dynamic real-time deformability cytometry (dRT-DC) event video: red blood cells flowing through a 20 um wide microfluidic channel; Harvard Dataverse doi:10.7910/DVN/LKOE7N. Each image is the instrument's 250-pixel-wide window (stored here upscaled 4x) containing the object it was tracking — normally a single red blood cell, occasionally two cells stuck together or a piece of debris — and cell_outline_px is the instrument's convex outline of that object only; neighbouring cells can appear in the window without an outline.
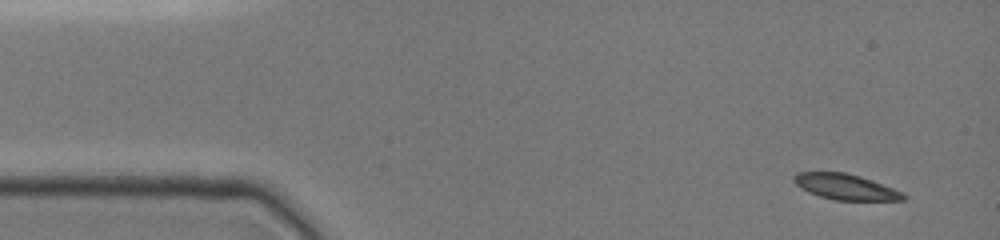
{"species": "common noctule bat (a hibernating species)", "species_latin": "Nyctalus noctula", "temperature_condition": "cold", "stored_images_in_passage": 8, "camera_frame_rate_fps": 3000, "um_per_image_px": 0.085, "animal": {"sex": "female", "body_mass_g": 19.0, "forearm_length_mm": 51.5}, "frame": {"image": 1, "passage_image": 1, "time_ms": 0.0, "image_size_px": [1000, 240], "cell_outline_px": [[908, 196], [904, 200], [832, 200], [808, 192], [800, 188], [792, 180], [792, 176], [796, 172], [844, 172], [860, 176], [872, 180], [904, 192]], "centroid_in_image_um": [71.86, 15.88], "position_along_channel_um": 13.1, "area_um2": 16.53}}
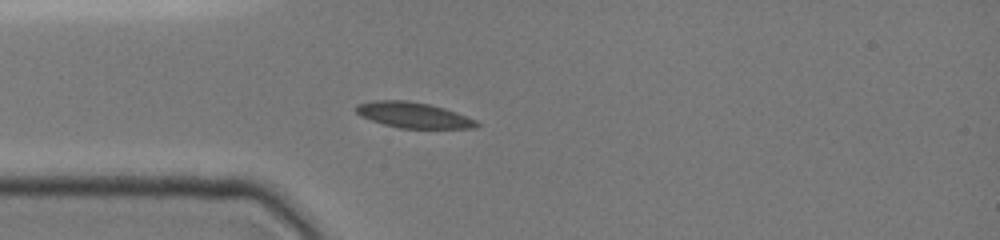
{"frame": {"image": 2, "passage_image": 6, "time_ms": 3.333, "image_size_px": [1000, 240], "cell_outline_px": [[480, 124], [476, 128], [400, 128], [384, 124], [360, 116], [352, 108], [356, 104], [372, 100], [408, 100], [428, 104], [444, 108], [456, 112], [476, 120]], "centroid_in_image_um": [35.09, 9.77], "position_along_channel_um": 49.9, "area_um2": 18.09}}
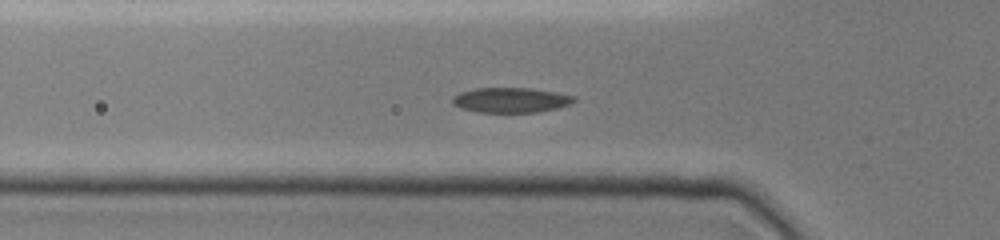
{"frame": {"image": 3, "passage_image": 8, "time_ms": 4.333, "image_size_px": [1000, 240], "cell_outline_px": [[576, 100], [572, 104], [556, 108], [536, 112], [476, 112], [460, 108], [452, 104], [452, 96], [460, 92], [472, 88], [532, 88], [556, 92], [576, 96]], "centroid_in_image_um": [43.4, 8.5], "position_along_channel_um": 82.4, "area_um2": 17.92}}